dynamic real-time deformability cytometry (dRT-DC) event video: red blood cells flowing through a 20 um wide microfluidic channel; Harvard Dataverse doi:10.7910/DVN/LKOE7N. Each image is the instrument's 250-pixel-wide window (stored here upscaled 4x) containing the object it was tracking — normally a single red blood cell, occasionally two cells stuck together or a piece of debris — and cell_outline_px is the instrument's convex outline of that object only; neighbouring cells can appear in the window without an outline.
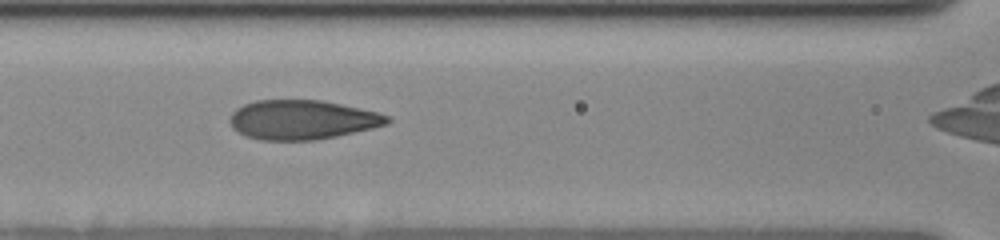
{"species": "human", "species_latin": "Homo sapiens", "temperature_condition": "cold", "stored_images_in_passage": 29, "camera_frame_rate_fps": 3000, "um_per_image_px": 0.085, "donor": {"sex": "female"}, "frame": {"image": 1, "passage_image": 11, "time_ms": 8.0, "image_size_px": [1000, 240], "cell_outline_px": [[392, 120], [388, 124], [372, 128], [336, 136], [316, 140], [260, 140], [244, 136], [232, 128], [228, 120], [232, 112], [236, 108], [244, 104], [256, 100], [320, 100], [360, 108], [376, 112], [388, 116]], "centroid_in_image_um": [25.64, 10.18], "position_along_channel_um": 141.0, "area_um2": 36.18}}
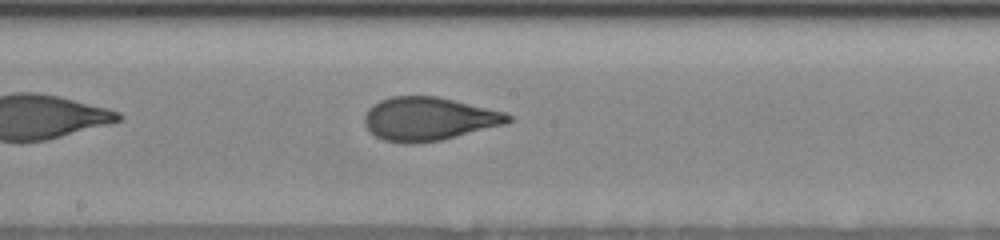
{"frame": {"image": 2, "passage_image": 15, "time_ms": 10.0, "image_size_px": [1000, 240], "cell_outline_px": [[512, 120], [504, 124], [440, 140], [412, 144], [404, 144], [384, 140], [376, 136], [364, 124], [364, 116], [368, 108], [372, 104], [380, 100], [392, 96], [436, 96], [504, 112], [512, 116]], "centroid_in_image_um": [36.39, 10.1], "position_along_channel_um": 211.8, "area_um2": 36.01}}
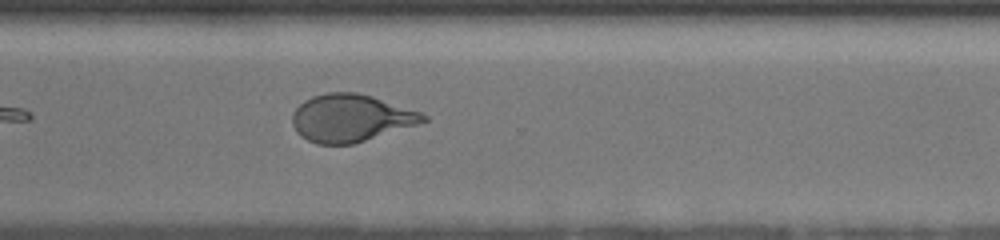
{"frame": {"image": 3, "passage_image": 23, "time_ms": 13.667, "image_size_px": [1000, 240], "cell_outline_px": [[428, 120], [416, 124], [352, 144], [316, 144], [300, 136], [296, 132], [292, 124], [292, 112], [304, 100], [312, 96], [328, 92], [356, 92], [372, 96], [420, 112], [428, 116]], "centroid_in_image_um": [29.76, 10.02], "position_along_channel_um": 340.8, "area_um2": 35.89}}